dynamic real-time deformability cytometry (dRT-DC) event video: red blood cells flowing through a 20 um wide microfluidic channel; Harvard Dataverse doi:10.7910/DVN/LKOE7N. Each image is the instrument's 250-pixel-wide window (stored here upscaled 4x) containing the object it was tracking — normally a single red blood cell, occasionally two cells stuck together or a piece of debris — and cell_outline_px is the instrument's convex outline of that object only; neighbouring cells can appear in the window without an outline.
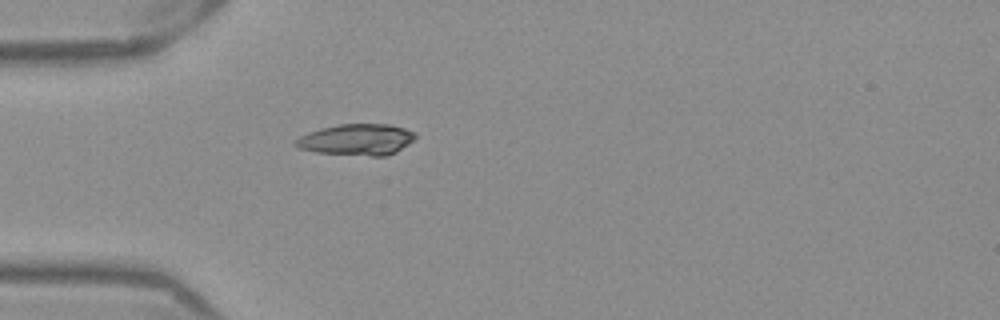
{"species": "Egyptian fruit bat (a non-hibernating species)", "species_latin": "Rousettus aegyptiacus", "temperature_condition": "warm", "stored_images_in_passage": 38, "camera_frame_rate_fps": 3000, "um_per_image_px": 0.085, "frame": {"image": 1, "passage_image": 1, "time_ms": 0.0, "image_size_px": [1000, 320], "cell_outline_px": [[416, 136], [408, 144], [396, 152], [384, 156], [372, 156], [316, 152], [296, 148], [292, 144], [300, 136], [308, 132], [320, 128], [340, 124], [388, 124], [404, 128], [416, 132]], "centroid_in_image_um": [30.3, 11.86], "position_along_channel_um": 54.7, "area_um2": 21.85}}
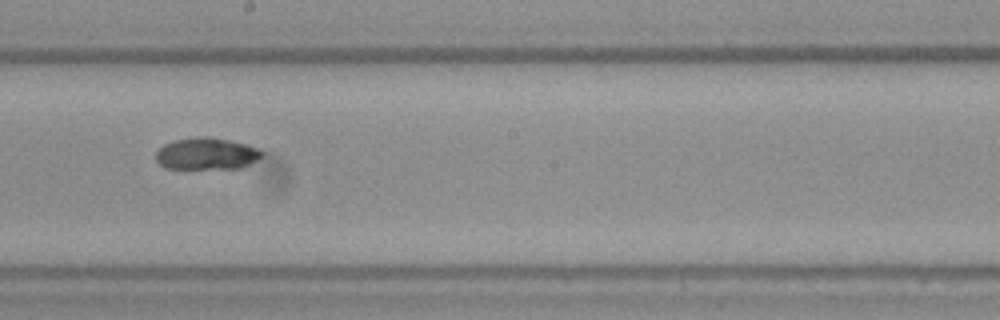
{"frame": {"image": 2, "passage_image": 15, "time_ms": 4.667, "image_size_px": [1000, 320], "cell_outline_px": [[264, 156], [244, 168], [164, 168], [156, 160], [156, 152], [164, 144], [176, 140], [196, 136], [208, 136], [248, 144], [260, 148], [264, 152]], "centroid_in_image_um": [17.62, 13.06], "position_along_channel_um": 230.6, "area_um2": 19.94}}
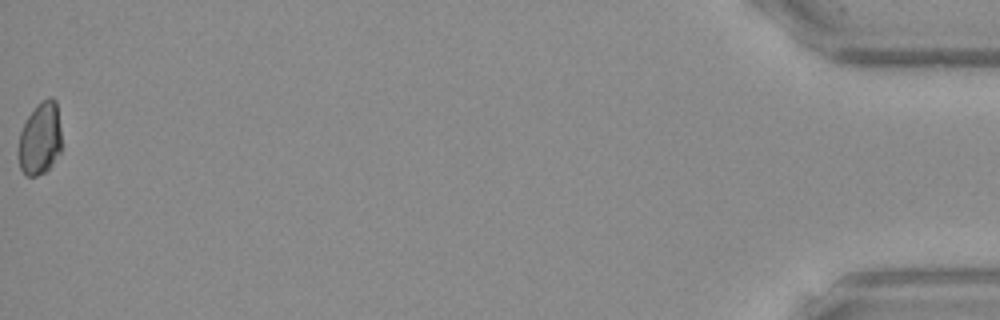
{"frame": {"image": 3, "passage_image": 38, "time_ms": 12.333, "image_size_px": [1000, 320], "cell_outline_px": [[60, 152], [52, 164], [44, 172], [36, 176], [24, 176], [20, 168], [16, 148], [20, 132], [28, 116], [36, 104], [48, 96], [52, 96], [56, 100], [60, 128]], "centroid_in_image_um": [3.37, 11.78], "position_along_channel_um": 431.8, "area_um2": 18.55}, "authors_computed_cell_mechanics": {"area_um2": 20.3456, "velocity_mm_per_s": 3.9127, "shape_relaxation_time_tau1_ms": 6.2105, "shape_relaxation_time_tau2_ms": 3.3766, "deformation_change_tau1": 0.2021, "deformation_change_tau2": 0.0382}}